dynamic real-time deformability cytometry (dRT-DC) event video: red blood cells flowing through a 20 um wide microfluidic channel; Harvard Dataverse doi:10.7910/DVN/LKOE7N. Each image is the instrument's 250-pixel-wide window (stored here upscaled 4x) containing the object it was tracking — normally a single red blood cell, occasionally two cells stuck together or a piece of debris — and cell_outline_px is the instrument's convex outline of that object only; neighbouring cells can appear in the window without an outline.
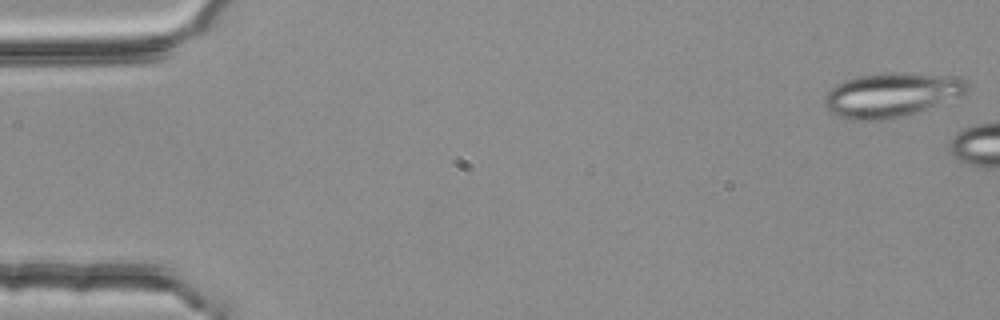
{"species": "common noctule bat (a hibernating species)", "species_latin": "Nyctalus noctula", "temperature_condition": "room temperature", "stored_images_in_passage": 2, "camera_frame_rate_fps": 3000, "um_per_image_px": 0.085, "animal": {"sex": "female", "body_mass_g": 25.1}, "frame": {"image": 1, "passage_image": 1, "time_ms": 0.0, "image_size_px": [1000, 320], "cell_outline_px": [[968, 88], [964, 92], [924, 108], [900, 116], [872, 120], [848, 120], [832, 112], [824, 104], [824, 96], [836, 84], [844, 80], [856, 76], [888, 72], [904, 72], [960, 76], [968, 80]], "centroid_in_image_um": [75.72, 8.01], "position_along_channel_um": 9.3, "area_um2": 36.07}}